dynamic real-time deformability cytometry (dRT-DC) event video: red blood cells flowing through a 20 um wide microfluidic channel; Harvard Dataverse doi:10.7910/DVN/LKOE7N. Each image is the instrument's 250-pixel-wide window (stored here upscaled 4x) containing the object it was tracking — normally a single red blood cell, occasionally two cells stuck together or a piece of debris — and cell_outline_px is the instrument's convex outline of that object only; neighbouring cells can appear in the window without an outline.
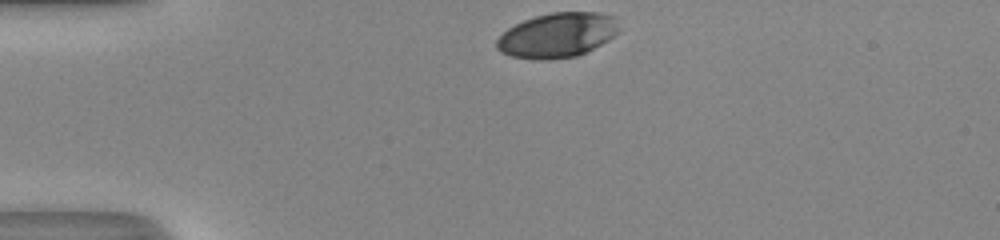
{"species": "human", "species_latin": "Homo sapiens", "temperature_condition": "room temperature", "stored_images_in_passage": 30, "camera_frame_rate_fps": 3000, "um_per_image_px": 0.085, "donor": {"sex": "male"}, "frame": {"image": 1, "passage_image": 1, "time_ms": 0.0, "image_size_px": [1000, 240], "cell_outline_px": [[620, 32], [608, 40], [576, 56], [548, 60], [540, 60], [512, 56], [500, 52], [496, 48], [496, 40], [508, 28], [524, 20], [536, 16], [552, 12], [600, 12], [612, 16]], "centroid_in_image_um": [47.35, 2.99], "position_along_channel_um": 37.6, "area_um2": 31.62}}
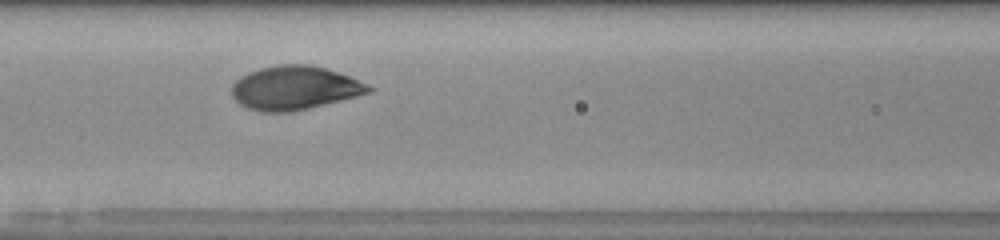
{"frame": {"image": 2, "passage_image": 12, "time_ms": 3.667, "image_size_px": [1000, 240], "cell_outline_px": [[372, 92], [292, 112], [260, 112], [248, 108], [240, 104], [232, 96], [232, 84], [240, 76], [248, 72], [260, 68], [280, 64], [308, 64], [324, 68], [348, 76], [368, 84], [372, 88]], "centroid_in_image_um": [25.0, 7.47], "position_along_channel_um": 141.6, "area_um2": 34.68}}
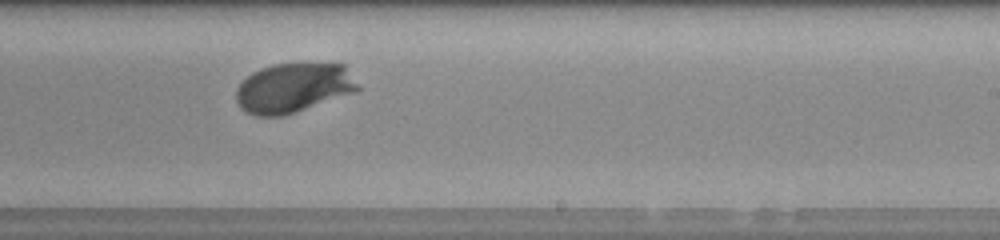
{"frame": {"image": 3, "passage_image": 21, "time_ms": 6.667, "image_size_px": [1000, 240], "cell_outline_px": [[360, 88], [356, 92], [280, 116], [256, 116], [240, 108], [236, 100], [236, 88], [252, 72], [260, 68], [272, 64], [344, 64]], "centroid_in_image_um": [24.91, 7.46], "position_along_channel_um": 264.1, "area_um2": 34.68}, "authors_computed_cell_mechanics": {"area_um2": 34.4488, "velocity_mm_per_s": 4.1081, "shape_relaxation_time_tau1_ms": 1.8591, "shape_relaxation_time_tau2_ms": null, "deformation_change_tau1": 0.1255, "deformation_change_tau2": null}}